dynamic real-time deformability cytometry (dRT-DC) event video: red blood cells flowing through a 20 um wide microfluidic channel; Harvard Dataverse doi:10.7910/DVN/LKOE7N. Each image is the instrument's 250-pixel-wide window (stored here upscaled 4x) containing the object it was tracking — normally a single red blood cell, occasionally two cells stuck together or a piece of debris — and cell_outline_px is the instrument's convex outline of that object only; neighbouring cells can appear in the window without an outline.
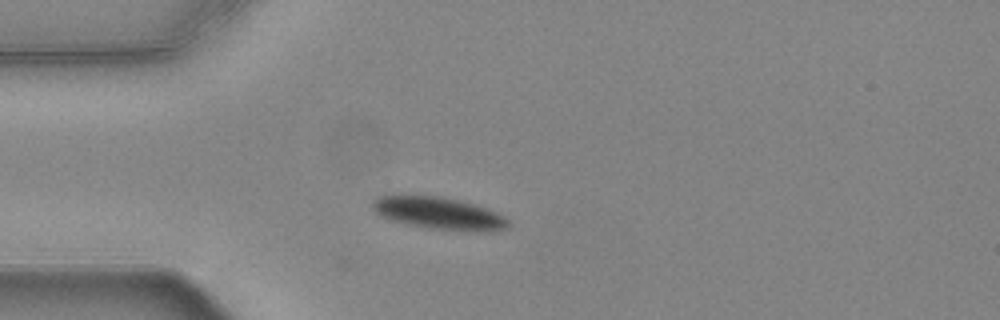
{"species": "common noctule bat (a hibernating species)", "species_latin": "Nyctalus noctula", "temperature_condition": "warm", "stored_images_in_passage": 42, "camera_frame_rate_fps": 3000, "um_per_image_px": 0.085, "animal": {"sex": "female", "body_mass_g": 24.6, "forearm_length_mm": 56.2}, "frame": {"image": 1, "passage_image": 1, "time_ms": 0.0, "image_size_px": [1000, 320], "cell_outline_px": [[512, 224], [508, 228], [492, 232], [476, 232], [432, 228], [408, 224], [392, 220], [380, 216], [372, 208], [372, 200], [376, 196], [392, 192], [396, 192], [440, 196], [472, 204], [496, 212], [504, 216]], "centroid_in_image_um": [37.23, 18.09], "position_along_channel_um": 47.8, "area_um2": 26.3}}
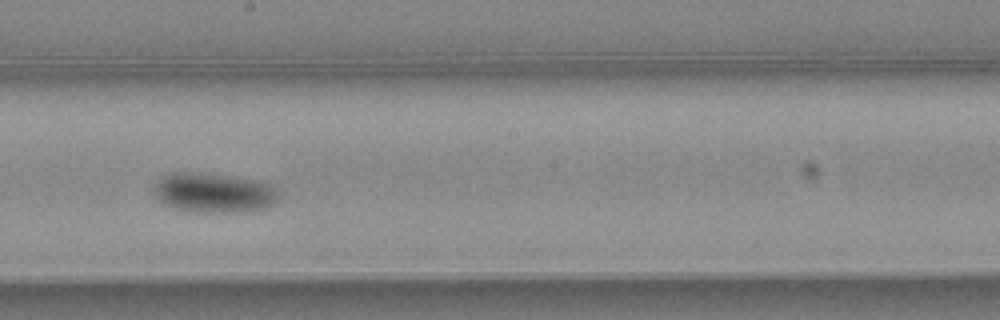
{"frame": {"image": 2, "passage_image": 17, "time_ms": 5.333, "image_size_px": [1000, 320], "cell_outline_px": [[276, 200], [272, 204], [264, 208], [224, 212], [196, 212], [172, 208], [160, 200], [156, 196], [152, 188], [156, 180], [160, 176], [168, 172], [208, 172], [260, 180], [268, 184], [276, 192]], "centroid_in_image_um": [18.06, 16.34], "position_along_channel_um": 230.1, "area_um2": 28.96}}
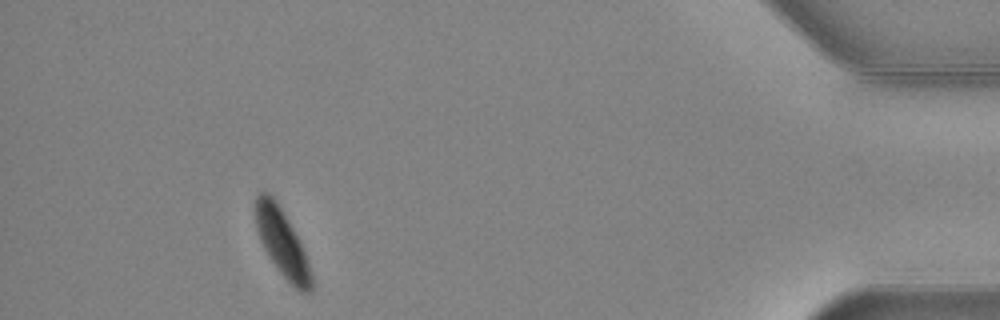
{"frame": {"image": 3, "passage_image": 37, "time_ms": 12.0, "image_size_px": [1000, 320], "cell_outline_px": [[312, 292], [300, 292], [276, 268], [264, 248], [260, 240], [256, 228], [256, 196], [260, 192], [268, 192], [276, 200], [288, 220], [304, 252], [312, 276]], "centroid_in_image_um": [23.96, 20.64], "position_along_channel_um": 411.2, "area_um2": 21.27}, "authors_computed_cell_mechanics": {"area_um2": 26.6169, "velocity_mm_per_s": 3.6847, "shape_relaxation_time_tau1_ms": 2.8024, "shape_relaxation_time_tau2_ms": null, "deformation_change_tau1": 0.1243, "deformation_change_tau2": null}}